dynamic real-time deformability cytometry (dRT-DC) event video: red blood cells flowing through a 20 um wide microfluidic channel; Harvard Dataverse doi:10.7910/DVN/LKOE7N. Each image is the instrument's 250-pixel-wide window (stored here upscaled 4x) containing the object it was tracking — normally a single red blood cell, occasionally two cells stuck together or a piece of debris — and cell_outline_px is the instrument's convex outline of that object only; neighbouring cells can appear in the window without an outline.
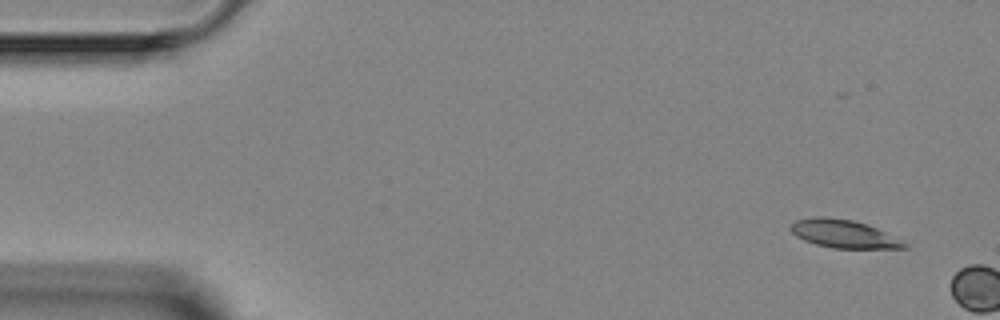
{"species": "Egyptian fruit bat (a non-hibernating species)", "species_latin": "Rousettus aegyptiacus", "temperature_condition": "room temperature", "stored_images_in_passage": 2, "camera_frame_rate_fps": 3000, "um_per_image_px": 0.085, "animal": {"sex": "female"}, "frame": {"image": 1, "passage_image": 1, "time_ms": 0.0, "image_size_px": [1000, 320], "cell_outline_px": [[908, 248], [832, 248], [816, 244], [804, 240], [796, 236], [788, 228], [796, 220], [816, 216], [824, 216], [852, 220], [868, 224], [908, 244]], "centroid_in_image_um": [71.67, 19.87], "position_along_channel_um": 13.3, "area_um2": 18.44}}